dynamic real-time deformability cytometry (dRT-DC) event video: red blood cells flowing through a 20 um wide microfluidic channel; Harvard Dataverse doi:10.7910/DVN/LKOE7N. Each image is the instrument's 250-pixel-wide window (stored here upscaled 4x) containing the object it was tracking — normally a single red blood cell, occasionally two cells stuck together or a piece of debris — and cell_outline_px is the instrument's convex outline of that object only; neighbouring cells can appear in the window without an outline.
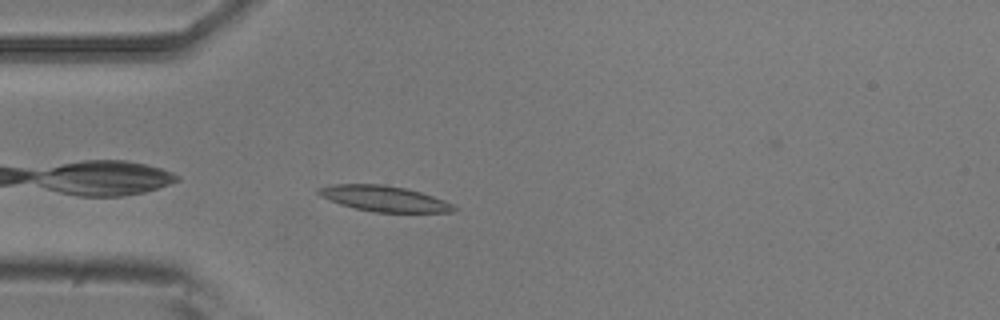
{"species": "common noctule bat (a hibernating species)", "species_latin": "Nyctalus noctula", "temperature_condition": "room temperature", "stored_images_in_passage": 4, "camera_frame_rate_fps": 3000, "um_per_image_px": 0.085, "animal": {"sex": "male", "body_mass_g": 20.5, "forearm_length_mm": 52.5}, "frame": {"image": 1, "passage_image": 3, "time_ms": 0.667, "image_size_px": [1000, 320], "cell_outline_px": [[460, 208], [452, 212], [372, 212], [340, 204], [320, 196], [316, 192], [316, 188], [332, 184], [384, 184], [404, 188], [420, 192], [444, 200]], "centroid_in_image_um": [32.63, 16.88], "position_along_channel_um": 52.4, "area_um2": 20.23}}